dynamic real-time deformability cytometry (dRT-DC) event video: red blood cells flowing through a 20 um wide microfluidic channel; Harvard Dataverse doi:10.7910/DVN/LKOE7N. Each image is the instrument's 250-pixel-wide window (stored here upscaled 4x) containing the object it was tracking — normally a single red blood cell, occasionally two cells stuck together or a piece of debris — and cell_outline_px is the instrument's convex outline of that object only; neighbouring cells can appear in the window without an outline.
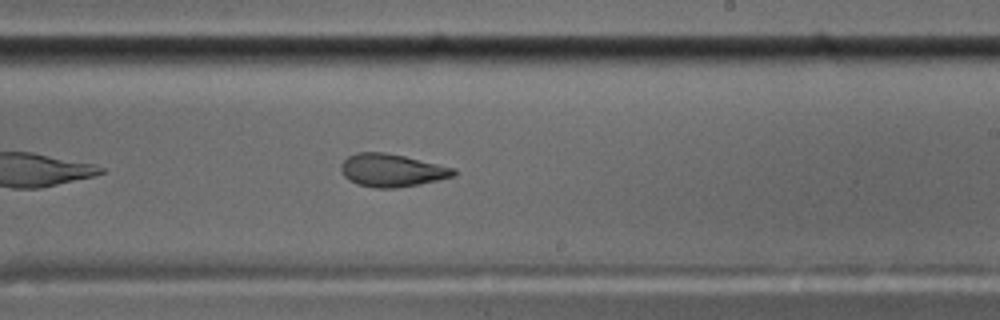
{"species": "common noctule bat (a hibernating species)", "species_latin": "Nyctalus noctula", "temperature_condition": "cold", "stored_images_in_passage": 41, "camera_frame_rate_fps": 3000, "um_per_image_px": 0.085, "animal": {"sex": "male", "body_mass_g": 17.5, "forearm_length_mm": 52.3}, "frame": {"image": 1, "passage_image": 18, "time_ms": 5.667, "image_size_px": [1000, 320], "cell_outline_px": [[456, 176], [420, 184], [396, 188], [376, 188], [356, 184], [348, 180], [344, 176], [340, 168], [340, 164], [348, 156], [356, 152], [384, 152], [404, 156], [456, 168]], "centroid_in_image_um": [33.3, 14.48], "position_along_channel_um": 255.7, "area_um2": 21.73}, "authors_computed_cell_mechanics": {"area_um2": 22.542, "velocity_mm_per_s": 3.5322, "shape_relaxation_time_tau1_ms": null, "shape_relaxation_time_tau2_ms": 2.5704, "deformation_change_tau1": null, "deformation_change_tau2": 0.0834}}